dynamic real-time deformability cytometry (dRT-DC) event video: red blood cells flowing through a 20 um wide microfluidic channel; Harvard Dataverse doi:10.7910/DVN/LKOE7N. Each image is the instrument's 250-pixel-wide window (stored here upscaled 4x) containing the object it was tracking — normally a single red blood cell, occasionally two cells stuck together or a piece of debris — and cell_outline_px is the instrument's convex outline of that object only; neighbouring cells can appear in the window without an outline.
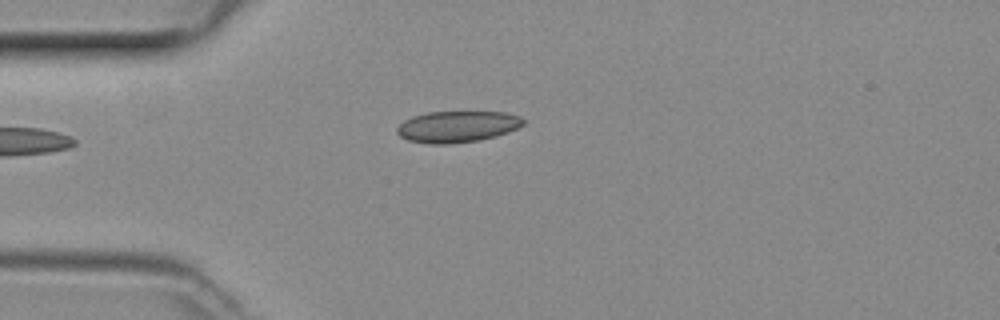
{"species": "common noctule bat (a hibernating species)", "species_latin": "Nyctalus noctula", "temperature_condition": "room temperature", "stored_images_in_passage": 37, "camera_frame_rate_fps": 3000, "um_per_image_px": 0.085, "animal": {"sex": "female", "body_mass_g": 29.2, "forearm_length_mm": 56.3}, "frame": {"image": 1, "passage_image": 1, "time_ms": 0.0, "image_size_px": [1000, 320], "cell_outline_px": [[524, 124], [508, 132], [496, 136], [480, 140], [452, 144], [428, 144], [408, 140], [400, 136], [396, 132], [396, 128], [404, 120], [412, 116], [428, 112], [504, 112], [520, 116], [524, 120]], "centroid_in_image_um": [38.85, 10.77], "position_along_channel_um": 46.2, "area_um2": 23.18}}
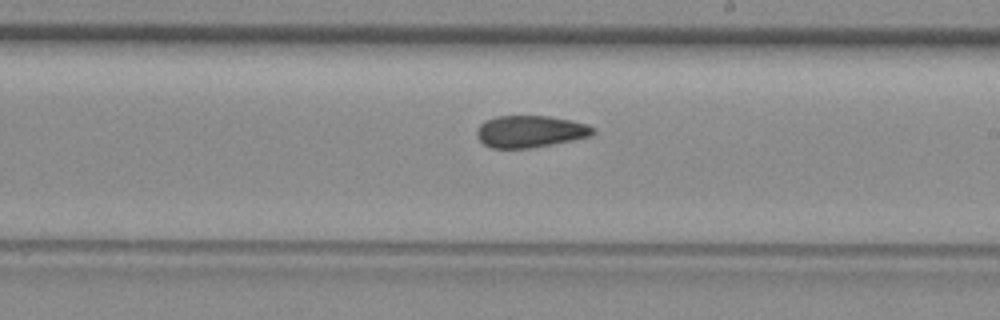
{"frame": {"image": 2, "passage_image": 16, "time_ms": 5.0, "image_size_px": [1000, 320], "cell_outline_px": [[596, 132], [592, 136], [552, 144], [528, 148], [492, 148], [484, 144], [476, 136], [476, 132], [480, 124], [484, 120], [496, 116], [548, 116], [572, 120], [588, 124], [596, 128]], "centroid_in_image_um": [45.09, 11.16], "position_along_channel_um": 243.9, "area_um2": 21.79}}
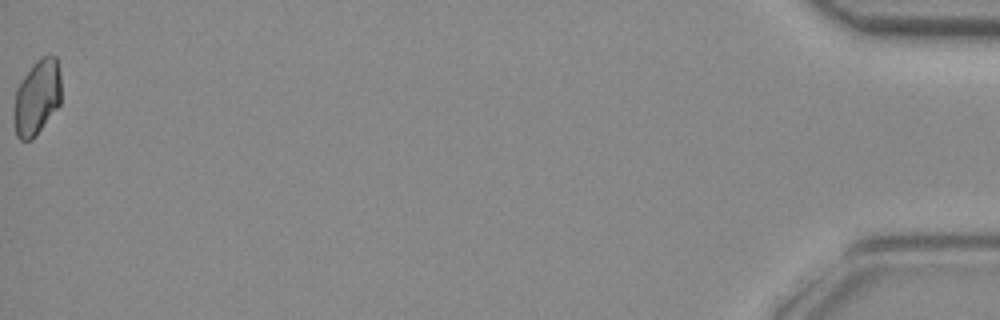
{"frame": {"image": 3, "passage_image": 37, "time_ms": 12.0, "image_size_px": [1000, 320], "cell_outline_px": [[60, 104], [36, 136], [32, 140], [20, 140], [16, 136], [12, 116], [12, 112], [16, 88], [32, 64], [40, 56], [56, 56], [60, 72]], "centroid_in_image_um": [3.11, 8.3], "position_along_channel_um": 432.1, "area_um2": 21.1}}